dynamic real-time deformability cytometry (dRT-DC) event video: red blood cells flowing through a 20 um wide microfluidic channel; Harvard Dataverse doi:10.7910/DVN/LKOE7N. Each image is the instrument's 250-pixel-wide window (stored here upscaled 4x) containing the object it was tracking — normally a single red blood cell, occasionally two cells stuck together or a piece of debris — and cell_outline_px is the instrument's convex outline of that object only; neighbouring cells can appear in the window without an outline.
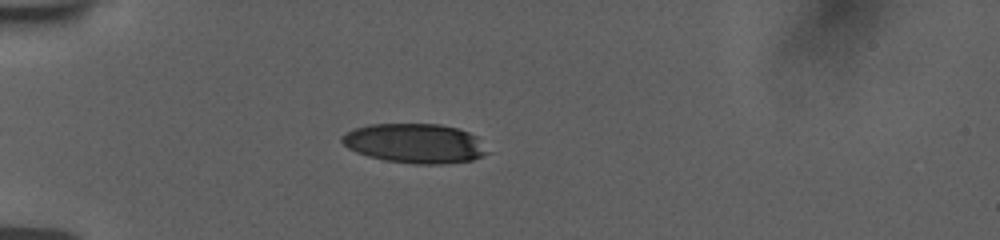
{"species": "human", "species_latin": "Homo sapiens", "temperature_condition": "room temperature", "stored_images_in_passage": 12, "camera_frame_rate_fps": 3000, "um_per_image_px": 0.085, "donor": {"sex": "female"}, "frame": {"image": 1, "passage_image": 5, "time_ms": 2.667, "image_size_px": [1000, 240], "cell_outline_px": [[488, 152], [472, 160], [440, 164], [416, 164], [384, 160], [368, 156], [356, 152], [348, 148], [340, 140], [348, 132], [356, 128], [368, 124], [440, 124], [456, 128], [468, 132], [476, 136]], "centroid_in_image_um": [35.25, 12.18], "position_along_channel_um": 49.8, "area_um2": 33.12}}
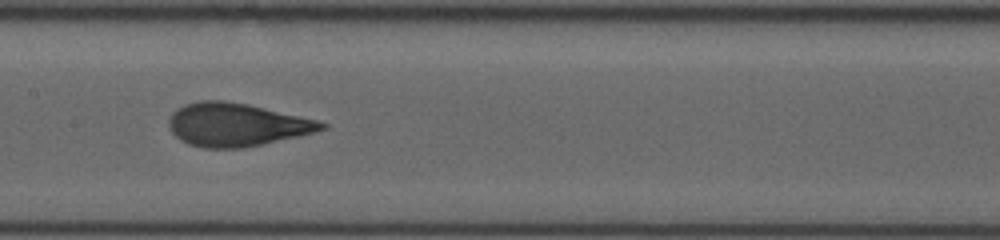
{"frame": {"image": 2, "passage_image": 9, "time_ms": 7.0, "image_size_px": [1000, 240], "cell_outline_px": [[328, 124], [324, 128], [312, 132], [296, 136], [244, 148], [204, 148], [188, 144], [180, 140], [172, 132], [168, 124], [168, 120], [172, 112], [176, 108], [184, 104], [200, 100], [224, 100], [248, 104], [316, 120]], "centroid_in_image_um": [20.01, 10.59], "position_along_channel_um": 187.4, "area_um2": 38.09}}
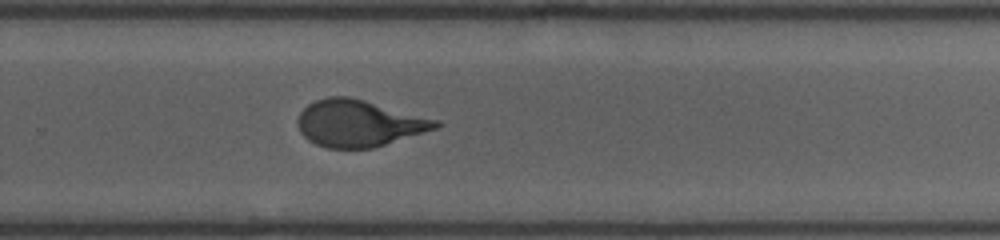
{"frame": {"image": 3, "passage_image": 12, "time_ms": 10.0, "image_size_px": [1000, 240], "cell_outline_px": [[440, 124], [436, 128], [372, 148], [328, 148], [316, 144], [308, 140], [300, 132], [296, 120], [300, 112], [308, 104], [316, 100], [328, 96], [348, 96], [364, 100], [440, 120]], "centroid_in_image_um": [30.46, 10.47], "position_along_channel_um": 299.3, "area_um2": 37.28}}